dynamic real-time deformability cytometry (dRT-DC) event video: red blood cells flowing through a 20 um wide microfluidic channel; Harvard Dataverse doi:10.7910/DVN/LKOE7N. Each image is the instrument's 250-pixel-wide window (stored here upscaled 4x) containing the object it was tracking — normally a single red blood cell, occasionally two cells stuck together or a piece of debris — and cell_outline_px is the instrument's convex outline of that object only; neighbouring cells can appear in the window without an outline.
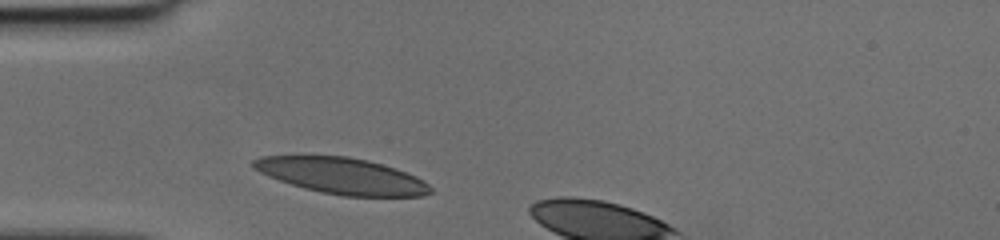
{"species": "human", "species_latin": "Homo sapiens", "temperature_condition": "cold", "stored_images_in_passage": 5, "camera_frame_rate_fps": 3000, "um_per_image_px": 0.085, "donor": {"sex": "female"}, "frame": {"image": 1, "passage_image": 1, "time_ms": 0.0, "image_size_px": [1000, 240], "cell_outline_px": [[432, 192], [424, 196], [344, 196], [320, 192], [304, 188], [268, 176], [252, 168], [252, 160], [260, 156], [300, 152], [348, 156], [368, 160], [396, 168], [416, 176], [424, 180], [432, 188]], "centroid_in_image_um": [28.97, 14.89], "position_along_channel_um": 56.0, "area_um2": 38.49}}
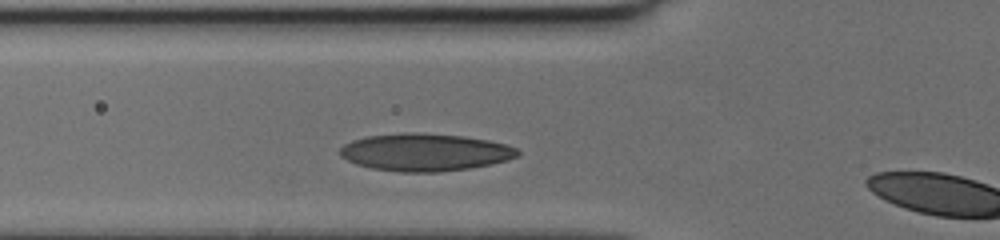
{"frame": {"image": 2, "passage_image": 4, "time_ms": 1.0, "image_size_px": [1000, 240], "cell_outline_px": [[520, 152], [516, 156], [508, 160], [492, 164], [468, 168], [440, 172], [400, 172], [372, 168], [356, 164], [340, 156], [340, 148], [344, 144], [352, 140], [368, 136], [412, 132], [424, 132], [464, 136], [488, 140], [504, 144], [516, 148]], "centroid_in_image_um": [36.12, 12.94], "position_along_channel_um": 89.7, "area_um2": 38.78}}